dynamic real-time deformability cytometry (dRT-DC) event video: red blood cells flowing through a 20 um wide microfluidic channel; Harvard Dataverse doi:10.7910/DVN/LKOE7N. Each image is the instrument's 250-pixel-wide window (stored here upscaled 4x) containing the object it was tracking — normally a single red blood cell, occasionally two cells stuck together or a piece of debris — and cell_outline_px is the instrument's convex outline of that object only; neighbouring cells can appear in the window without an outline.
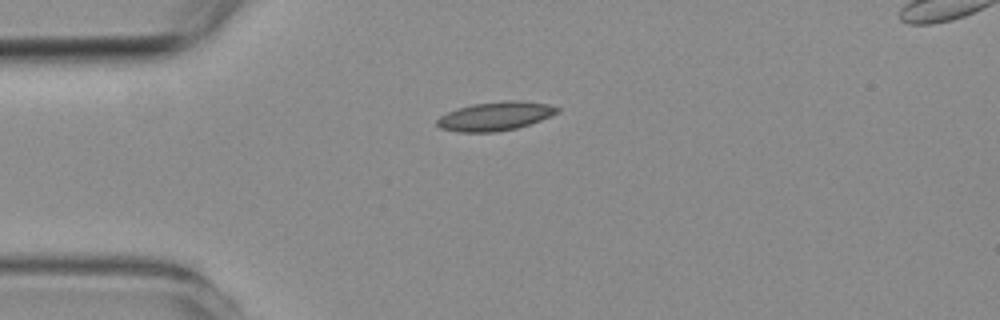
{"species": "common noctule bat (a hibernating species)", "species_latin": "Nyctalus noctula", "temperature_condition": "room temperature", "stored_images_in_passage": 5, "camera_frame_rate_fps": 3000, "um_per_image_px": 0.085, "animal": {"sex": "female", "body_mass_g": 19.3, "forearm_length_mm": 54.1}, "frame": {"image": 1, "passage_image": 1, "time_ms": 0.0, "image_size_px": [1000, 320], "cell_outline_px": [[560, 108], [556, 112], [540, 120], [516, 128], [496, 132], [460, 132], [440, 128], [436, 124], [436, 120], [440, 116], [448, 112], [472, 104], [508, 100], [520, 100], [548, 104]], "centroid_in_image_um": [42.06, 9.87], "position_along_channel_um": 42.9, "area_um2": 19.88}}
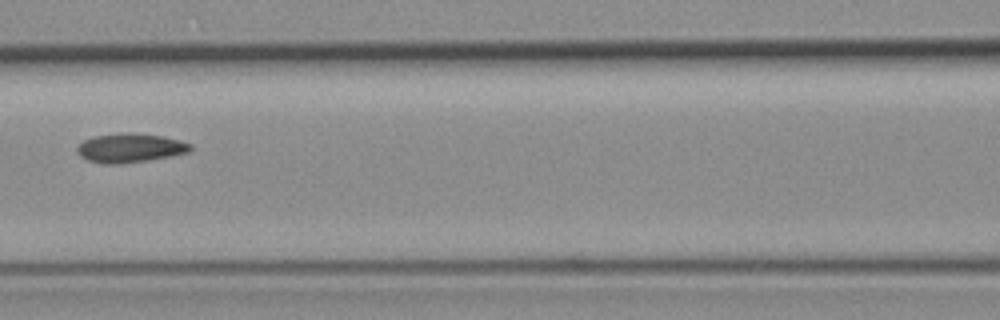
{"frame": {"image": 2, "passage_image": 4, "time_ms": 3.333, "image_size_px": [1000, 320], "cell_outline_px": [[192, 148], [188, 152], [148, 160], [120, 164], [104, 164], [88, 160], [80, 156], [76, 152], [76, 148], [84, 140], [96, 136], [164, 136], [180, 140], [192, 144]], "centroid_in_image_um": [11.05, 12.64], "position_along_channel_um": 155.5, "area_um2": 18.09}}
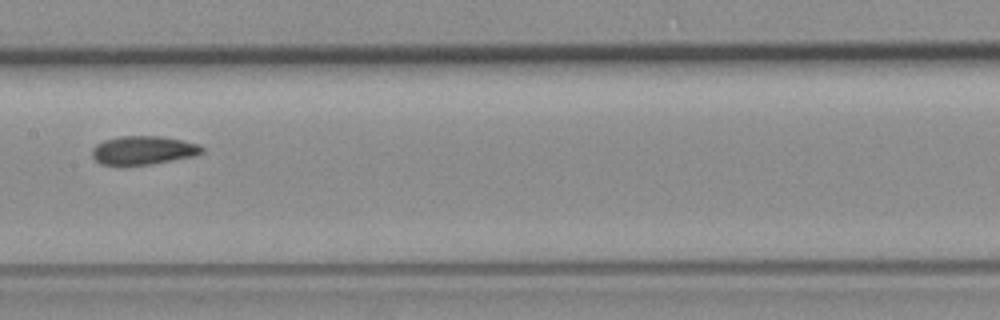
{"frame": {"image": 3, "passage_image": 5, "time_ms": 4.333, "image_size_px": [1000, 320], "cell_outline_px": [[204, 152], [196, 156], [152, 164], [100, 164], [92, 156], [92, 148], [96, 144], [104, 140], [120, 136], [160, 136], [184, 140], [200, 144], [204, 148]], "centroid_in_image_um": [12.23, 12.76], "position_along_channel_um": 195.2, "area_um2": 18.38}}